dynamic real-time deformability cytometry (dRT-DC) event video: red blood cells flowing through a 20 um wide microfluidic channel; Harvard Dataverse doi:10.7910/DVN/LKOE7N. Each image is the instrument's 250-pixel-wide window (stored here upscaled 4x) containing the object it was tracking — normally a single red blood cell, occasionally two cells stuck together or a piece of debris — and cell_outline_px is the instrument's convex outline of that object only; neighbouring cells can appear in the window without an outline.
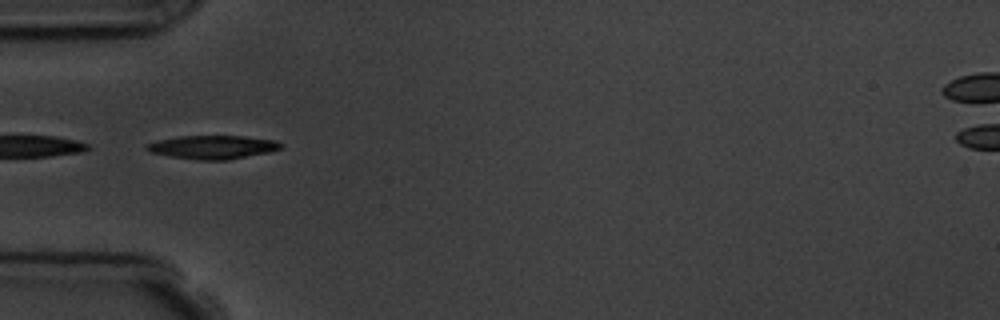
{"species": "common noctule bat (a hibernating species)", "species_latin": "Nyctalus noctula", "temperature_condition": "room temperature", "stored_images_in_passage": 7, "camera_frame_rate_fps": 3000, "um_per_image_px": 0.085, "animal": {"sex": "male", "body_mass_g": 19.5, "forearm_length_mm": 54.6}, "frame": {"image": 1, "passage_image": 4, "time_ms": 3.333, "image_size_px": [1000, 320], "cell_outline_px": [[280, 148], [268, 152], [228, 160], [200, 160], [172, 156], [148, 152], [144, 148], [148, 144], [160, 140], [180, 136], [244, 136], [276, 140], [280, 144]], "centroid_in_image_um": [18.07, 12.5], "position_along_channel_um": 66.9, "area_um2": 18.09}}
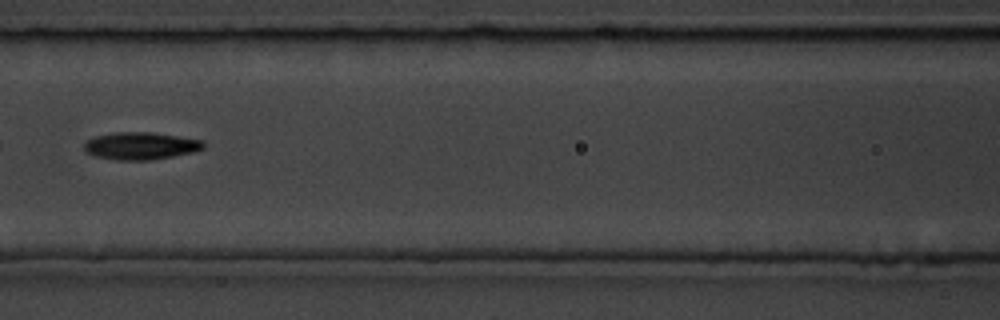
{"frame": {"image": 2, "passage_image": 6, "time_ms": 5.667, "image_size_px": [1000, 320], "cell_outline_px": [[204, 148], [196, 152], [148, 160], [112, 160], [96, 156], [88, 152], [84, 148], [84, 144], [88, 140], [96, 136], [112, 132], [152, 132], [204, 140]], "centroid_in_image_um": [11.99, 12.39], "position_along_channel_um": 154.6, "area_um2": 19.07}}